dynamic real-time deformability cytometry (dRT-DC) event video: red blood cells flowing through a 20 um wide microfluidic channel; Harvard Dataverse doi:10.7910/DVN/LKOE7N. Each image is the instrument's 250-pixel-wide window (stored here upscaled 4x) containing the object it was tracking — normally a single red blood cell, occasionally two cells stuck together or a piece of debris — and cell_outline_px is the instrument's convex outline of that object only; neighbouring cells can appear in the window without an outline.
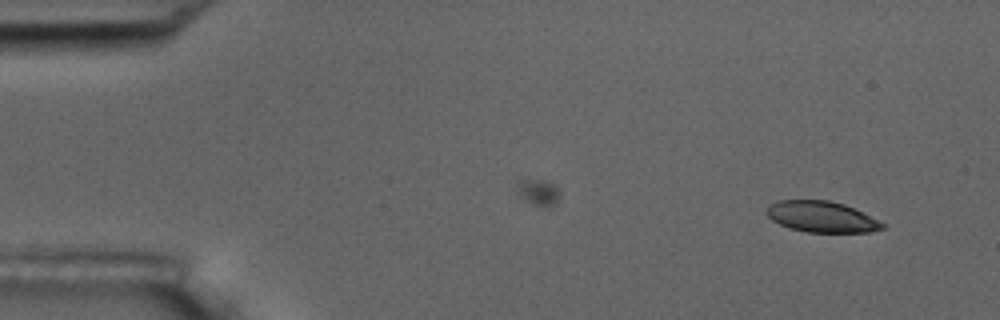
{"species": "common noctule bat (a hibernating species)", "species_latin": "Nyctalus noctula", "temperature_condition": "room temperature", "stored_images_in_passage": 11, "camera_frame_rate_fps": 3000, "um_per_image_px": 0.085, "animal": {"sex": "male", "body_mass_g": 17.5, "forearm_length_mm": 52.3}, "frame": {"image": 1, "passage_image": 1, "time_ms": 0.0, "image_size_px": [1000, 320], "cell_outline_px": [[888, 224], [884, 228], [868, 232], [808, 232], [788, 228], [772, 220], [768, 216], [768, 208], [772, 204], [780, 200], [828, 200], [844, 204]], "centroid_in_image_um": [69.88, 18.43], "position_along_channel_um": 15.1, "area_um2": 20.75}}
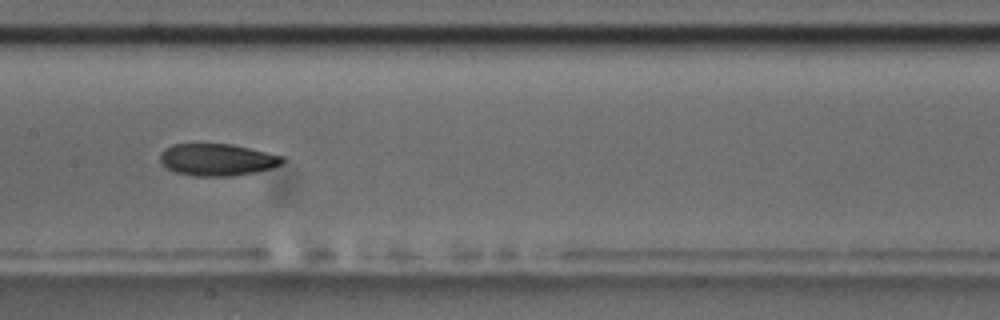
{"frame": {"image": 2, "passage_image": 8, "time_ms": 8.0, "image_size_px": [1000, 320], "cell_outline_px": [[284, 160], [280, 164], [272, 168], [256, 172], [232, 176], [192, 176], [176, 172], [168, 168], [160, 160], [160, 152], [164, 148], [172, 144], [232, 144], [284, 156]], "centroid_in_image_um": [18.46, 13.57], "position_along_channel_um": 188.9, "area_um2": 22.83}}
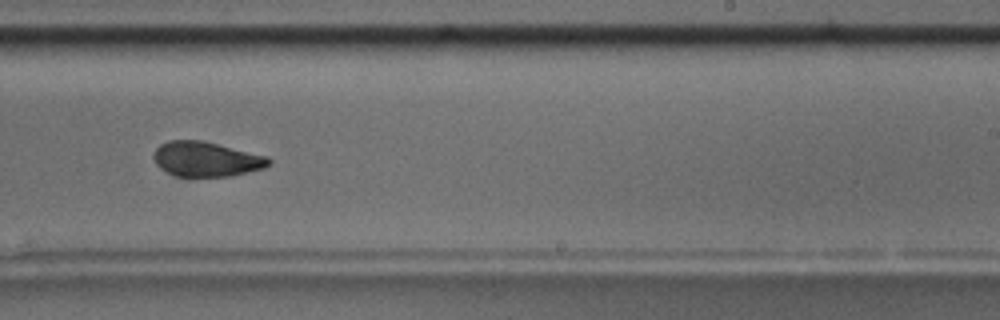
{"frame": {"image": 3, "passage_image": 10, "time_ms": 10.333, "image_size_px": [1000, 320], "cell_outline_px": [[272, 164], [264, 168], [232, 176], [172, 176], [160, 168], [156, 164], [152, 156], [156, 148], [160, 144], [168, 140], [200, 140], [268, 156], [272, 160]], "centroid_in_image_um": [17.52, 13.53], "position_along_channel_um": 271.5, "area_um2": 23.52}}